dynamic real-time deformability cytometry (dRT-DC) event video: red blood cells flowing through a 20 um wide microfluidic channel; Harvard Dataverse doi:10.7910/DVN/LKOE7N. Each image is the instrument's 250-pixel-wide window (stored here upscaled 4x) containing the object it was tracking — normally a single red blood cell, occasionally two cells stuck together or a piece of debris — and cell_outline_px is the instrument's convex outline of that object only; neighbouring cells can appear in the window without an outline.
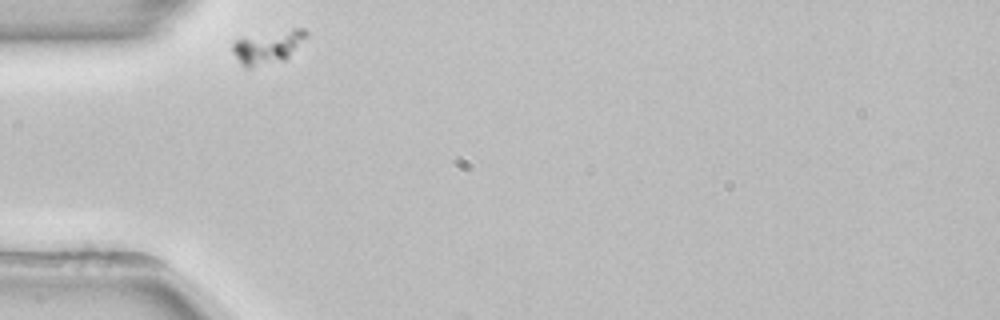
{"species": "common noctule bat (a hibernating species)", "species_latin": "Nyctalus noctula", "temperature_condition": "room temperature", "stored_images_in_passage": 3, "camera_frame_rate_fps": 3000, "um_per_image_px": 0.085, "animal": {"sex": "female", "body_mass_g": 22.7, "forearm_length_mm": 54.2}, "frame": {"image": 1, "passage_image": 1, "time_ms": 0.0, "image_size_px": [1000, 320], "cell_outline_px": [[308, 36], [284, 60], [248, 68], [244, 68], [232, 52], [232, 44], [240, 36], [292, 28], [304, 28], [308, 32]], "centroid_in_image_um": [22.74, 3.95], "position_along_channel_um": 62.3, "area_um2": 14.51}}